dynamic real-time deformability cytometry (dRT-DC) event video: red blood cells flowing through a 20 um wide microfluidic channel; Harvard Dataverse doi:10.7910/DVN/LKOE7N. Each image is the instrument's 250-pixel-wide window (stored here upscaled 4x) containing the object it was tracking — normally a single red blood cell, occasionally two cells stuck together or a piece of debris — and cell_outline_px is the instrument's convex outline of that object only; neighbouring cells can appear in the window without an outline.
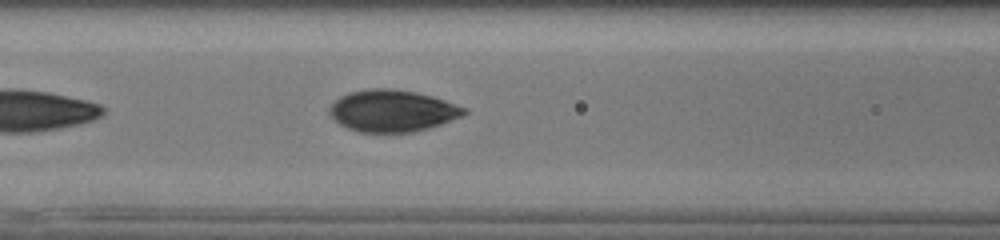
{"species": "human", "species_latin": "Homo sapiens", "temperature_condition": "cold", "stored_images_in_passage": 18, "camera_frame_rate_fps": 3000, "um_per_image_px": 0.085, "donor": {"sex": "male"}, "frame": {"image": 1, "passage_image": 8, "time_ms": 2.333, "image_size_px": [1000, 240], "cell_outline_px": [[468, 112], [460, 116], [440, 124], [428, 128], [412, 132], [360, 132], [348, 128], [340, 124], [328, 112], [328, 108], [340, 96], [348, 92], [372, 88], [392, 88], [416, 92], [432, 96], [468, 108]], "centroid_in_image_um": [33.34, 9.41], "position_along_channel_um": 133.3, "area_um2": 32.66}}